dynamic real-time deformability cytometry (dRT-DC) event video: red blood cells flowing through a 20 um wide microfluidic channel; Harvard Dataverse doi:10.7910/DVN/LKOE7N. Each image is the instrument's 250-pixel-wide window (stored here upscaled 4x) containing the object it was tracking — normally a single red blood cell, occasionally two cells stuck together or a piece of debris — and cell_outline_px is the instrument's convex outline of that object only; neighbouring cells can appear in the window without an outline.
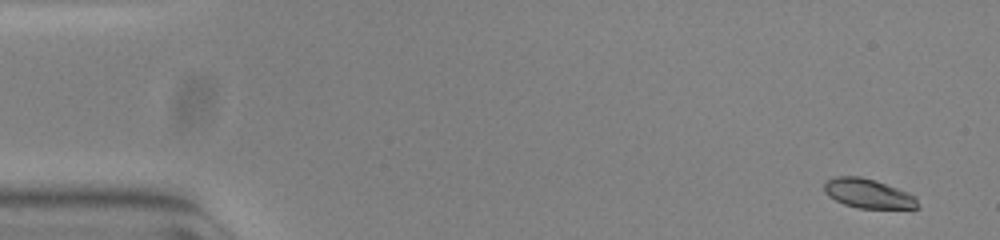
{"species": "common noctule bat (a hibernating species)", "species_latin": "Nyctalus noctula", "temperature_condition": "warm", "stored_images_in_passage": 53, "camera_frame_rate_fps": 3000, "um_per_image_px": 0.085, "animal": {"sex": "female", "body_mass_g": 23.0, "forearm_length_mm": 53.4}, "frame": {"image": 1, "passage_image": 1, "time_ms": 0.0, "image_size_px": [1000, 240], "cell_outline_px": [[920, 208], [860, 208], [844, 204], [828, 196], [824, 192], [824, 184], [828, 180], [836, 176], [860, 176], [876, 180], [908, 192], [916, 196]], "centroid_in_image_um": [73.81, 16.44], "position_along_channel_um": 11.2, "area_um2": 16.01}}
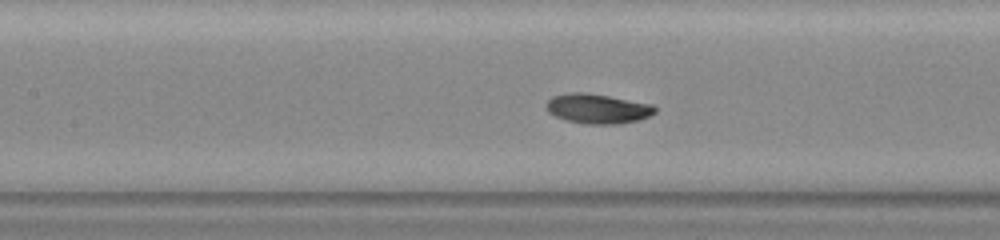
{"frame": {"image": 2, "passage_image": 23, "time_ms": 7.333, "image_size_px": [1000, 240], "cell_outline_px": [[656, 112], [640, 120], [620, 124], [588, 124], [568, 120], [556, 116], [548, 112], [544, 108], [544, 104], [552, 96], [568, 92], [584, 92], [608, 96], [652, 104], [656, 108]], "centroid_in_image_um": [50.77, 9.23], "position_along_channel_um": 156.6, "area_um2": 18.9}}
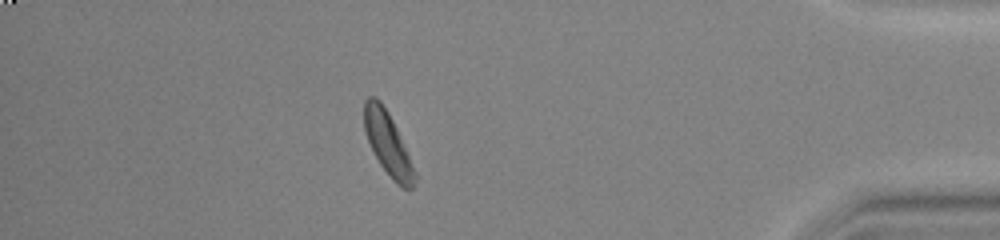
{"frame": {"image": 3, "passage_image": 46, "time_ms": 15.0, "image_size_px": [1000, 240], "cell_outline_px": [[416, 184], [412, 188], [400, 188], [392, 180], [380, 164], [368, 140], [364, 128], [364, 100], [368, 96], [376, 96], [380, 100], [388, 112], [396, 128], [416, 172]], "centroid_in_image_um": [32.97, 12.22], "position_along_channel_um": 402.2, "area_um2": 18.32}, "authors_computed_cell_mechanics": {"area_um2": 18.0914, "velocity_mm_per_s": 3.7953, "shape_relaxation_time_tau1_ms": 1.5463, "shape_relaxation_time_tau2_ms": null, "deformation_change_tau1": 0.1096, "deformation_change_tau2": null}}